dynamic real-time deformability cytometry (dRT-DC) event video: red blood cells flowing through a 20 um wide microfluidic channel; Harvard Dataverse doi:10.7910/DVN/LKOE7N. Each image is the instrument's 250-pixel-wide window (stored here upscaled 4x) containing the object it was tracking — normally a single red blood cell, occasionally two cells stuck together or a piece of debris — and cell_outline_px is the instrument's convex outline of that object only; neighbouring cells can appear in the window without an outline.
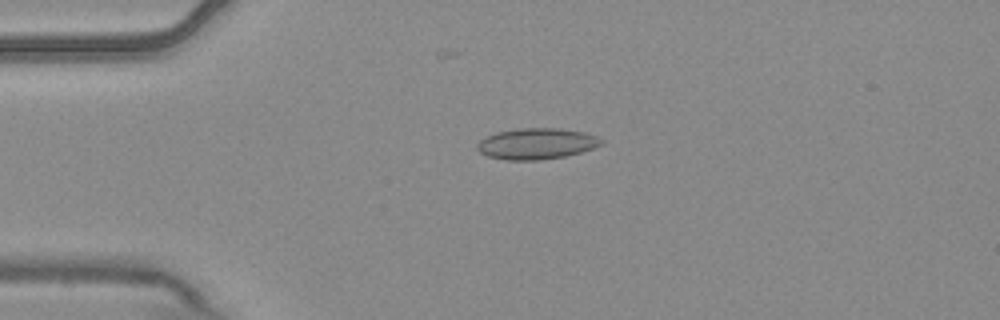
{"species": "common noctule bat (a hibernating species)", "species_latin": "Nyctalus noctula", "temperature_condition": "warm", "stored_images_in_passage": 9, "camera_frame_rate_fps": 3000, "um_per_image_px": 0.085, "animal": {"sex": "male", "body_mass_g": 20.4}, "frame": {"image": 1, "passage_image": 3, "time_ms": 0.667, "image_size_px": [1000, 320], "cell_outline_px": [[604, 144], [580, 152], [564, 156], [540, 160], [508, 160], [488, 156], [480, 152], [476, 148], [476, 144], [480, 140], [496, 132], [520, 128], [560, 128], [584, 132], [596, 136], [604, 140]], "centroid_in_image_um": [45.61, 12.21], "position_along_channel_um": 39.4, "area_um2": 22.43}}
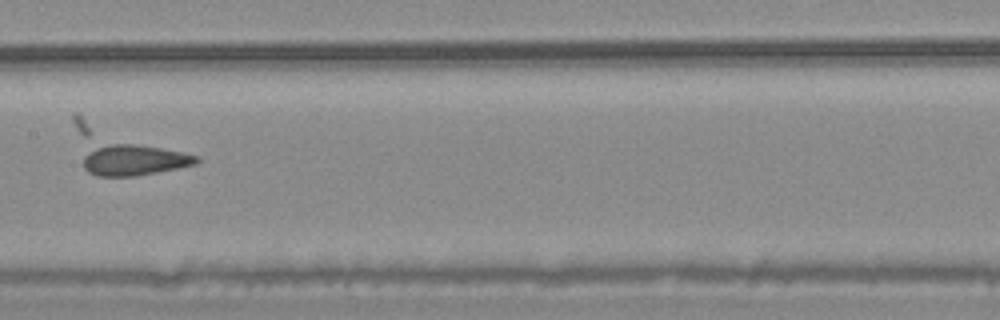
{"frame": {"image": 2, "passage_image": 7, "time_ms": 2.0, "image_size_px": [1000, 320], "cell_outline_px": [[200, 160], [196, 164], [136, 176], [96, 176], [88, 172], [84, 168], [84, 156], [92, 144], [136, 144], [184, 152], [200, 156]], "centroid_in_image_um": [11.37, 13.59], "position_along_channel_um": 196.0, "area_um2": 20.63}}
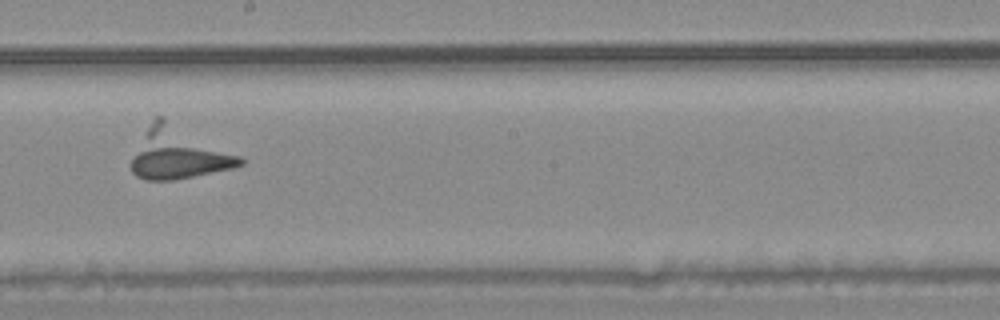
{"frame": {"image": 3, "passage_image": 8, "time_ms": 2.333, "image_size_px": [1000, 320], "cell_outline_px": [[244, 164], [232, 168], [172, 180], [148, 180], [136, 176], [132, 172], [132, 160], [152, 120], [156, 116], [164, 116], [240, 156], [244, 160]], "centroid_in_image_um": [15.2, 13.02], "position_along_channel_um": 233.0, "area_um2": 31.91}}